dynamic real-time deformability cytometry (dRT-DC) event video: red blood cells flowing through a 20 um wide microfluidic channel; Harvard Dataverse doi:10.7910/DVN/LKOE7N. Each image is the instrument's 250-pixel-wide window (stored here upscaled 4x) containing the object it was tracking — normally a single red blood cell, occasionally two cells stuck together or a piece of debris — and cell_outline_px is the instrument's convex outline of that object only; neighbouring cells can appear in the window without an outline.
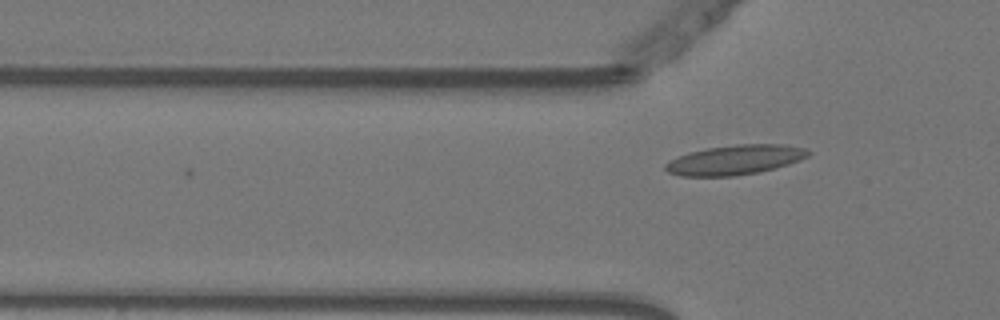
{"species": "Egyptian fruit bat (a non-hibernating species)", "species_latin": "Rousettus aegyptiacus", "temperature_condition": "warm", "stored_images_in_passage": 4, "camera_frame_rate_fps": 3000, "um_per_image_px": 0.085, "animal": {"sex": "female"}, "frame": {"image": 1, "passage_image": 4, "time_ms": 1.0, "image_size_px": [1000, 320], "cell_outline_px": [[812, 152], [808, 156], [800, 160], [788, 164], [760, 172], [736, 176], [680, 176], [668, 172], [664, 168], [664, 164], [668, 160], [688, 152], [708, 148], [736, 144], [780, 144], [804, 148]], "centroid_in_image_um": [62.45, 13.59], "position_along_channel_um": 63.4, "area_um2": 24.8}}